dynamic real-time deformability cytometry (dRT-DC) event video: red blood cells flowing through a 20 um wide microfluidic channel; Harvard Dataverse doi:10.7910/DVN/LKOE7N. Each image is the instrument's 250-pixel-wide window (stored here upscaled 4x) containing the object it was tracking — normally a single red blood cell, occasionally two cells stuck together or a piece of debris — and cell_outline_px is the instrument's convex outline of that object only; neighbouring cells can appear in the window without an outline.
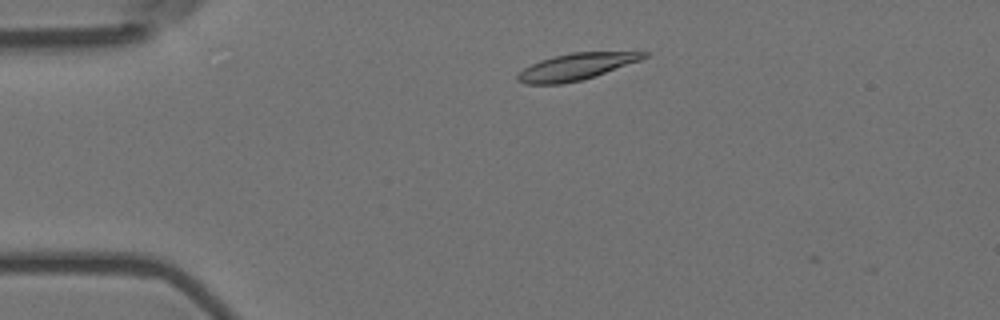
{"species": "Egyptian fruit bat (a non-hibernating species)", "species_latin": "Rousettus aegyptiacus", "temperature_condition": "room temperature", "stored_images_in_passage": 3, "camera_frame_rate_fps": 3000, "um_per_image_px": 0.085, "animal": {"sex": "female"}, "frame": {"image": 1, "passage_image": 2, "time_ms": 0.333, "image_size_px": [1000, 320], "cell_outline_px": [[648, 56], [640, 60], [596, 76], [584, 80], [560, 84], [524, 84], [516, 80], [516, 76], [524, 68], [540, 60], [572, 52], [648, 52]], "centroid_in_image_um": [48.95, 5.68], "position_along_channel_um": 36.0, "area_um2": 19.48}}